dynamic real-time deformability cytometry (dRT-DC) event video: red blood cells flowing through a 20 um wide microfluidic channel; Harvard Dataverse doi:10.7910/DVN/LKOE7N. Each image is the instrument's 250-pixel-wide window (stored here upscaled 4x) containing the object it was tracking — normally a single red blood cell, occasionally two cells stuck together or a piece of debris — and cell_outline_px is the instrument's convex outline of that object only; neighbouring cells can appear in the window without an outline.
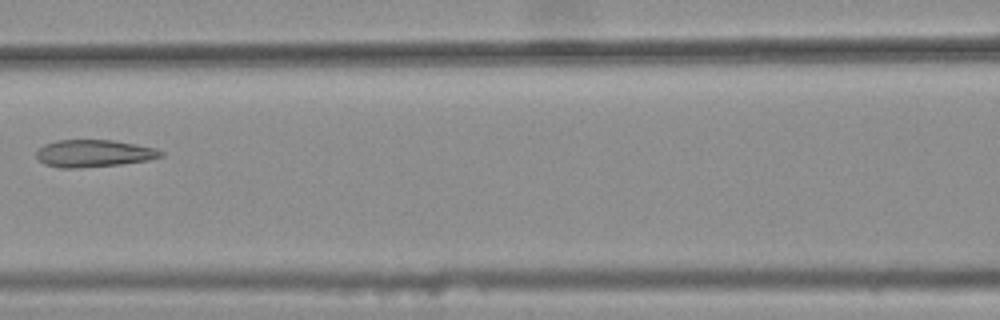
{"species": "common noctule bat (a hibernating species)", "species_latin": "Nyctalus noctula", "temperature_condition": "warm", "stored_images_in_passage": 7, "camera_frame_rate_fps": 3000, "um_per_image_px": 0.085, "animal": {"sex": "female", "body_mass_g": 25.1}, "frame": {"image": 1, "passage_image": 6, "time_ms": 1.667, "image_size_px": [1000, 320], "cell_outline_px": [[164, 156], [148, 160], [120, 164], [76, 168], [60, 168], [44, 164], [36, 156], [36, 152], [44, 144], [56, 140], [112, 140], [136, 144], [156, 148], [164, 152]], "centroid_in_image_um": [7.98, 13.03], "position_along_channel_um": 158.6, "area_um2": 19.77}}
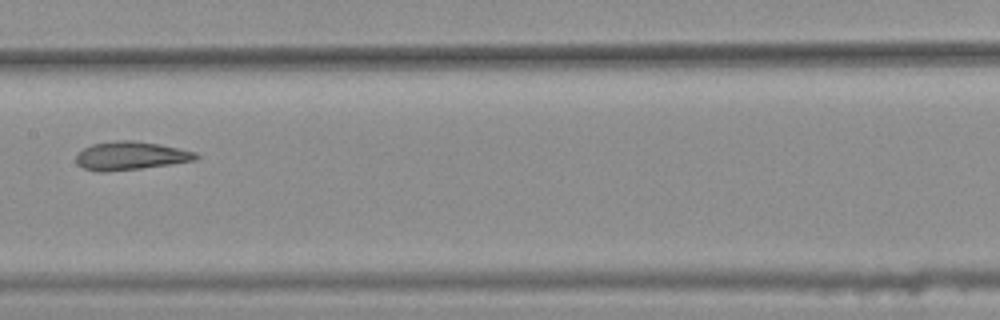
{"frame": {"image": 2, "passage_image": 7, "time_ms": 2.0, "image_size_px": [1000, 320], "cell_outline_px": [[200, 156], [196, 160], [140, 168], [104, 172], [96, 172], [84, 168], [76, 164], [76, 152], [92, 144], [116, 140], [132, 140], [160, 144], [196, 152]], "centroid_in_image_um": [11.06, 13.23], "position_along_channel_um": 196.3, "area_um2": 19.83}}